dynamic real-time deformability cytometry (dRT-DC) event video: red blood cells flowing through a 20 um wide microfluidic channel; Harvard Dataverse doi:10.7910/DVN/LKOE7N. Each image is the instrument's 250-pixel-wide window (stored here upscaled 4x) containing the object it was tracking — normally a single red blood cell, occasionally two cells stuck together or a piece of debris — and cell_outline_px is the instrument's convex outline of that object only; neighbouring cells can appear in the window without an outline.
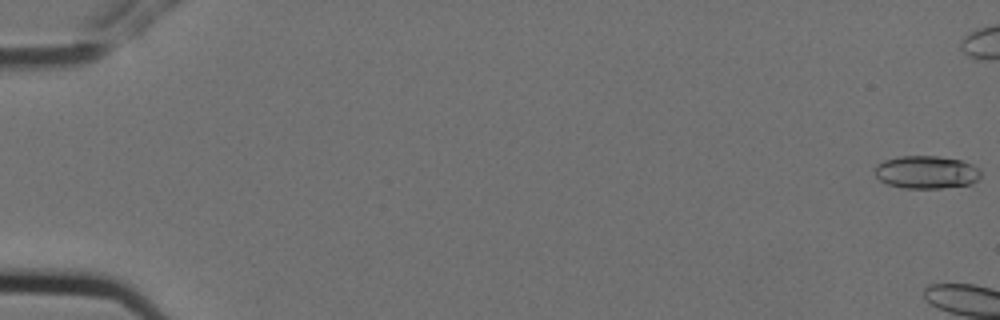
{"species": "Egyptian fruit bat (a non-hibernating species)", "species_latin": "Rousettus aegyptiacus", "temperature_condition": "cold", "stored_images_in_passage": 7, "camera_frame_rate_fps": 3000, "um_per_image_px": 0.085, "animal": {"sex": "female"}, "frame": {"image": 1, "passage_image": 1, "time_ms": 0.0, "image_size_px": [1000, 320], "cell_outline_px": [[980, 176], [972, 184], [940, 188], [904, 188], [888, 184], [880, 180], [876, 176], [876, 164], [884, 160], [900, 156], [940, 156], [960, 160], [972, 164], [980, 168]], "centroid_in_image_um": [78.76, 14.63], "position_along_channel_um": 6.2, "area_um2": 20.29}}